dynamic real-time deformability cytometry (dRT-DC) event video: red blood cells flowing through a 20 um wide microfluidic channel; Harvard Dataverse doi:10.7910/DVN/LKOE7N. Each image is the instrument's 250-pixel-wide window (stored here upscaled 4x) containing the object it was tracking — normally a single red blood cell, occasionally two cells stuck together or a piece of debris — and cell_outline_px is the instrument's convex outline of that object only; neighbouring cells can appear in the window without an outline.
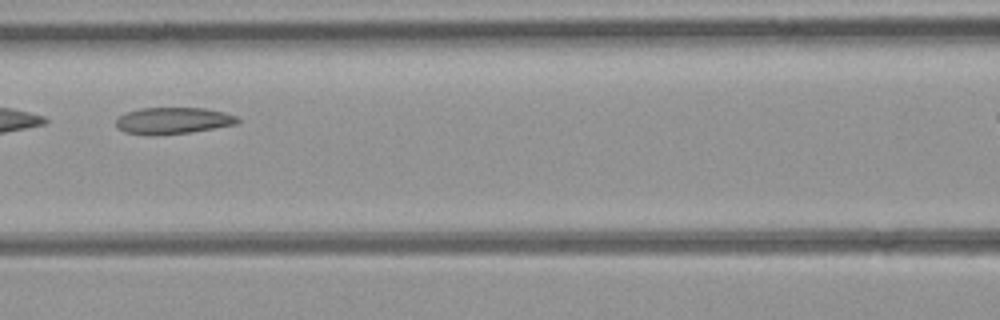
{"species": "common noctule bat (a hibernating species)", "species_latin": "Nyctalus noctula", "temperature_condition": "room temperature", "stored_images_in_passage": 22, "camera_frame_rate_fps": 3000, "um_per_image_px": 0.085, "animal": {"sex": "female", "body_mass_g": 21.9}, "frame": {"image": 1, "passage_image": 7, "time_ms": 2.0, "image_size_px": [1000, 320], "cell_outline_px": [[240, 124], [188, 132], [124, 132], [116, 128], [116, 120], [120, 116], [128, 112], [140, 108], [204, 108], [224, 112], [236, 116], [240, 120]], "centroid_in_image_um": [14.79, 10.21], "position_along_channel_um": 151.8, "area_um2": 17.98}}
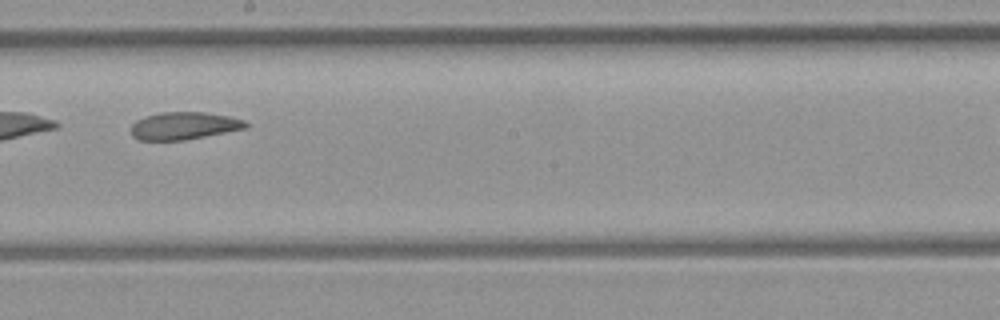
{"frame": {"image": 2, "passage_image": 13, "time_ms": 4.0, "image_size_px": [1000, 320], "cell_outline_px": [[248, 128], [184, 140], [140, 140], [132, 136], [132, 124], [136, 120], [144, 116], [160, 112], [204, 112], [228, 116], [244, 120], [248, 124]], "centroid_in_image_um": [15.64, 10.69], "position_along_channel_um": 232.6, "area_um2": 18.38}}
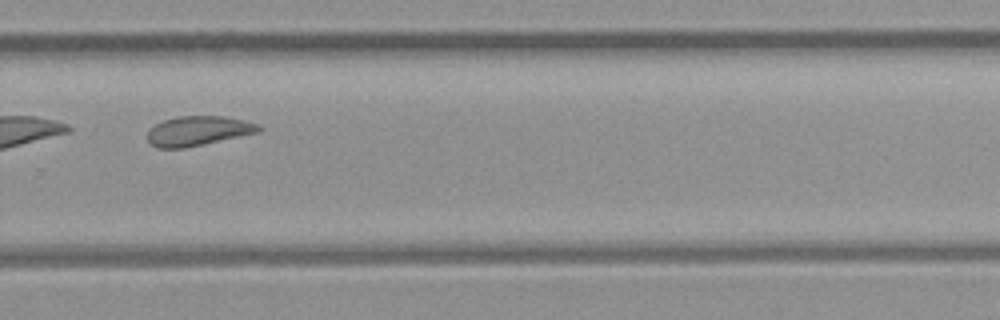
{"frame": {"image": 3, "passage_image": 19, "time_ms": 6.0, "image_size_px": [1000, 320], "cell_outline_px": [[260, 132], [184, 148], [156, 148], [148, 140], [148, 132], [156, 124], [164, 120], [176, 116], [224, 116], [244, 120], [256, 124], [260, 128]], "centroid_in_image_um": [16.83, 11.12], "position_along_channel_um": 313.0, "area_um2": 18.96}}